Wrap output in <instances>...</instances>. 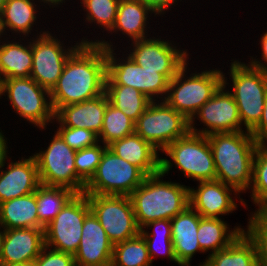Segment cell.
I'll list each match as a JSON object with an SVG mask.
<instances>
[{"instance_id":"cell-1","label":"cell","mask_w":267,"mask_h":266,"mask_svg":"<svg viewBox=\"0 0 267 266\" xmlns=\"http://www.w3.org/2000/svg\"><path fill=\"white\" fill-rule=\"evenodd\" d=\"M106 49L98 44H81L66 61L57 84L50 91L54 113L105 93Z\"/></svg>"},{"instance_id":"cell-2","label":"cell","mask_w":267,"mask_h":266,"mask_svg":"<svg viewBox=\"0 0 267 266\" xmlns=\"http://www.w3.org/2000/svg\"><path fill=\"white\" fill-rule=\"evenodd\" d=\"M216 168V180L234 188L239 194L252 185L253 161L259 146L250 131L207 135Z\"/></svg>"},{"instance_id":"cell-3","label":"cell","mask_w":267,"mask_h":266,"mask_svg":"<svg viewBox=\"0 0 267 266\" xmlns=\"http://www.w3.org/2000/svg\"><path fill=\"white\" fill-rule=\"evenodd\" d=\"M160 171L148 175L130 195L137 224L142 229L156 220H171L189 205V187L182 182L166 181Z\"/></svg>"},{"instance_id":"cell-4","label":"cell","mask_w":267,"mask_h":266,"mask_svg":"<svg viewBox=\"0 0 267 266\" xmlns=\"http://www.w3.org/2000/svg\"><path fill=\"white\" fill-rule=\"evenodd\" d=\"M83 36L79 39L82 44H98L106 49L107 77L105 85H124L133 87L143 93L151 101H163L168 91L169 80L157 71L145 70L123 52L121 47L116 48L115 42L106 37L89 39ZM100 38V39H98ZM107 39V40H106ZM114 43V44H113ZM120 48V49H119ZM122 54H116L115 50ZM121 57H119V56ZM126 55V56H125Z\"/></svg>"},{"instance_id":"cell-5","label":"cell","mask_w":267,"mask_h":266,"mask_svg":"<svg viewBox=\"0 0 267 266\" xmlns=\"http://www.w3.org/2000/svg\"><path fill=\"white\" fill-rule=\"evenodd\" d=\"M189 61L169 81L164 101L188 120L223 84L221 68H203L192 72ZM190 70V71H189ZM203 70V71H202ZM191 72V73H189ZM189 74V75H188Z\"/></svg>"},{"instance_id":"cell-6","label":"cell","mask_w":267,"mask_h":266,"mask_svg":"<svg viewBox=\"0 0 267 266\" xmlns=\"http://www.w3.org/2000/svg\"><path fill=\"white\" fill-rule=\"evenodd\" d=\"M239 60H230L232 62L227 72L229 78L223 71V85L231 89L229 92L237 104L242 126L251 131L262 117L267 94V72ZM228 79H231L230 83Z\"/></svg>"},{"instance_id":"cell-7","label":"cell","mask_w":267,"mask_h":266,"mask_svg":"<svg viewBox=\"0 0 267 266\" xmlns=\"http://www.w3.org/2000/svg\"><path fill=\"white\" fill-rule=\"evenodd\" d=\"M160 154V171L165 176L175 167L183 177L193 179L194 182L216 180L213 153L205 135L189 131L169 144Z\"/></svg>"},{"instance_id":"cell-8","label":"cell","mask_w":267,"mask_h":266,"mask_svg":"<svg viewBox=\"0 0 267 266\" xmlns=\"http://www.w3.org/2000/svg\"><path fill=\"white\" fill-rule=\"evenodd\" d=\"M10 102L12 112L29 125L46 130L54 121L50 91L40 86L31 77L8 78L0 81V99ZM7 96V98H6Z\"/></svg>"},{"instance_id":"cell-9","label":"cell","mask_w":267,"mask_h":266,"mask_svg":"<svg viewBox=\"0 0 267 266\" xmlns=\"http://www.w3.org/2000/svg\"><path fill=\"white\" fill-rule=\"evenodd\" d=\"M53 134L48 147H41L39 152L32 154L37 163L40 182L42 185L64 187L81 194L86 183L76 172V150L70 148L55 129Z\"/></svg>"},{"instance_id":"cell-10","label":"cell","mask_w":267,"mask_h":266,"mask_svg":"<svg viewBox=\"0 0 267 266\" xmlns=\"http://www.w3.org/2000/svg\"><path fill=\"white\" fill-rule=\"evenodd\" d=\"M189 131V120L164 100L151 101L135 122V133L160 153Z\"/></svg>"},{"instance_id":"cell-11","label":"cell","mask_w":267,"mask_h":266,"mask_svg":"<svg viewBox=\"0 0 267 266\" xmlns=\"http://www.w3.org/2000/svg\"><path fill=\"white\" fill-rule=\"evenodd\" d=\"M167 37L169 36H166L164 40L161 35L159 37L152 35L128 43L131 46L126 49L122 43V48L137 65L145 70L157 71L170 81L189 59L191 60L189 58L191 54L188 49H182L179 43L174 42L173 39L169 40Z\"/></svg>"},{"instance_id":"cell-12","label":"cell","mask_w":267,"mask_h":266,"mask_svg":"<svg viewBox=\"0 0 267 266\" xmlns=\"http://www.w3.org/2000/svg\"><path fill=\"white\" fill-rule=\"evenodd\" d=\"M146 175L135 165L115 155L108 148L102 154L96 173L86 184V195L129 196L143 183Z\"/></svg>"},{"instance_id":"cell-13","label":"cell","mask_w":267,"mask_h":266,"mask_svg":"<svg viewBox=\"0 0 267 266\" xmlns=\"http://www.w3.org/2000/svg\"><path fill=\"white\" fill-rule=\"evenodd\" d=\"M52 30L46 33L32 37V69L30 77L40 86L51 91L57 84L62 74L64 65L70 55L82 44L79 40H68L65 44ZM55 34V35H54ZM57 35V36H56ZM67 45V46H66Z\"/></svg>"},{"instance_id":"cell-14","label":"cell","mask_w":267,"mask_h":266,"mask_svg":"<svg viewBox=\"0 0 267 266\" xmlns=\"http://www.w3.org/2000/svg\"><path fill=\"white\" fill-rule=\"evenodd\" d=\"M91 212L104 228L109 240L119 243L140 234L132 202L125 195H87Z\"/></svg>"},{"instance_id":"cell-15","label":"cell","mask_w":267,"mask_h":266,"mask_svg":"<svg viewBox=\"0 0 267 266\" xmlns=\"http://www.w3.org/2000/svg\"><path fill=\"white\" fill-rule=\"evenodd\" d=\"M90 212L87 195L75 194L45 227V246L74 255L80 244L84 219Z\"/></svg>"},{"instance_id":"cell-16","label":"cell","mask_w":267,"mask_h":266,"mask_svg":"<svg viewBox=\"0 0 267 266\" xmlns=\"http://www.w3.org/2000/svg\"><path fill=\"white\" fill-rule=\"evenodd\" d=\"M229 90L222 84L202 105L189 120L190 132L207 136L213 133L247 131L242 126L237 104ZM196 119L204 127H196L200 126V124L197 125Z\"/></svg>"},{"instance_id":"cell-17","label":"cell","mask_w":267,"mask_h":266,"mask_svg":"<svg viewBox=\"0 0 267 266\" xmlns=\"http://www.w3.org/2000/svg\"><path fill=\"white\" fill-rule=\"evenodd\" d=\"M197 184L196 188L189 187V203L201 217L223 218L222 216L238 210L240 204L244 208L248 207L247 201L240 197L241 194L219 180L201 181ZM237 198L240 204L235 202L238 201Z\"/></svg>"},{"instance_id":"cell-18","label":"cell","mask_w":267,"mask_h":266,"mask_svg":"<svg viewBox=\"0 0 267 266\" xmlns=\"http://www.w3.org/2000/svg\"><path fill=\"white\" fill-rule=\"evenodd\" d=\"M9 153L0 160V203L36 192L41 185L35 157H19L16 161Z\"/></svg>"},{"instance_id":"cell-19","label":"cell","mask_w":267,"mask_h":266,"mask_svg":"<svg viewBox=\"0 0 267 266\" xmlns=\"http://www.w3.org/2000/svg\"><path fill=\"white\" fill-rule=\"evenodd\" d=\"M113 246L98 219L90 212L84 219L74 262L84 266H111Z\"/></svg>"},{"instance_id":"cell-20","label":"cell","mask_w":267,"mask_h":266,"mask_svg":"<svg viewBox=\"0 0 267 266\" xmlns=\"http://www.w3.org/2000/svg\"><path fill=\"white\" fill-rule=\"evenodd\" d=\"M150 17L158 16L142 0H120L115 24L106 37L119 35L127 38V43L148 38L151 36L149 21L153 19Z\"/></svg>"},{"instance_id":"cell-21","label":"cell","mask_w":267,"mask_h":266,"mask_svg":"<svg viewBox=\"0 0 267 266\" xmlns=\"http://www.w3.org/2000/svg\"><path fill=\"white\" fill-rule=\"evenodd\" d=\"M201 216L189 205L171 219L172 243L179 266H191L194 255L203 253L197 239Z\"/></svg>"},{"instance_id":"cell-22","label":"cell","mask_w":267,"mask_h":266,"mask_svg":"<svg viewBox=\"0 0 267 266\" xmlns=\"http://www.w3.org/2000/svg\"><path fill=\"white\" fill-rule=\"evenodd\" d=\"M108 103L109 99L104 93L80 103L60 107L54 113V118L62 126L83 128L99 135Z\"/></svg>"},{"instance_id":"cell-23","label":"cell","mask_w":267,"mask_h":266,"mask_svg":"<svg viewBox=\"0 0 267 266\" xmlns=\"http://www.w3.org/2000/svg\"><path fill=\"white\" fill-rule=\"evenodd\" d=\"M40 7L39 4L35 3V0H7L0 15L5 35L8 37H15L16 35V37L28 38L30 36L31 38L32 36L36 37L46 33V30L50 28L44 30L37 27L38 23L41 24L40 20H37L41 19L39 16L42 15L40 12L42 8ZM34 26L37 27H35L37 30L33 29Z\"/></svg>"},{"instance_id":"cell-24","label":"cell","mask_w":267,"mask_h":266,"mask_svg":"<svg viewBox=\"0 0 267 266\" xmlns=\"http://www.w3.org/2000/svg\"><path fill=\"white\" fill-rule=\"evenodd\" d=\"M44 246V229H8L5 232L1 263L33 262Z\"/></svg>"},{"instance_id":"cell-25","label":"cell","mask_w":267,"mask_h":266,"mask_svg":"<svg viewBox=\"0 0 267 266\" xmlns=\"http://www.w3.org/2000/svg\"><path fill=\"white\" fill-rule=\"evenodd\" d=\"M107 148L137 166L146 176L160 172V152L136 133L112 142Z\"/></svg>"},{"instance_id":"cell-26","label":"cell","mask_w":267,"mask_h":266,"mask_svg":"<svg viewBox=\"0 0 267 266\" xmlns=\"http://www.w3.org/2000/svg\"><path fill=\"white\" fill-rule=\"evenodd\" d=\"M16 38L18 37H5L0 44V81L31 75L32 37Z\"/></svg>"},{"instance_id":"cell-27","label":"cell","mask_w":267,"mask_h":266,"mask_svg":"<svg viewBox=\"0 0 267 266\" xmlns=\"http://www.w3.org/2000/svg\"><path fill=\"white\" fill-rule=\"evenodd\" d=\"M228 224L224 218H204L199 220L197 239L199 246L207 256L217 253L228 247L241 233L245 232L244 226ZM208 252V253H207Z\"/></svg>"},{"instance_id":"cell-28","label":"cell","mask_w":267,"mask_h":266,"mask_svg":"<svg viewBox=\"0 0 267 266\" xmlns=\"http://www.w3.org/2000/svg\"><path fill=\"white\" fill-rule=\"evenodd\" d=\"M198 266H261V263L256 243L243 232L225 249L206 256Z\"/></svg>"},{"instance_id":"cell-29","label":"cell","mask_w":267,"mask_h":266,"mask_svg":"<svg viewBox=\"0 0 267 266\" xmlns=\"http://www.w3.org/2000/svg\"><path fill=\"white\" fill-rule=\"evenodd\" d=\"M0 225L12 228H39L36 192L0 203Z\"/></svg>"},{"instance_id":"cell-30","label":"cell","mask_w":267,"mask_h":266,"mask_svg":"<svg viewBox=\"0 0 267 266\" xmlns=\"http://www.w3.org/2000/svg\"><path fill=\"white\" fill-rule=\"evenodd\" d=\"M140 234L146 241L152 264L156 257L161 256L163 258L164 256L170 262L179 265L173 250L171 220L163 219L149 222L141 229Z\"/></svg>"},{"instance_id":"cell-31","label":"cell","mask_w":267,"mask_h":266,"mask_svg":"<svg viewBox=\"0 0 267 266\" xmlns=\"http://www.w3.org/2000/svg\"><path fill=\"white\" fill-rule=\"evenodd\" d=\"M75 194L68 188L41 184L36 189L39 229H45Z\"/></svg>"},{"instance_id":"cell-32","label":"cell","mask_w":267,"mask_h":266,"mask_svg":"<svg viewBox=\"0 0 267 266\" xmlns=\"http://www.w3.org/2000/svg\"><path fill=\"white\" fill-rule=\"evenodd\" d=\"M109 103L134 122L145 111L151 100L133 87L124 85H105Z\"/></svg>"},{"instance_id":"cell-33","label":"cell","mask_w":267,"mask_h":266,"mask_svg":"<svg viewBox=\"0 0 267 266\" xmlns=\"http://www.w3.org/2000/svg\"><path fill=\"white\" fill-rule=\"evenodd\" d=\"M144 237L134 238L114 244L111 266H152Z\"/></svg>"},{"instance_id":"cell-34","label":"cell","mask_w":267,"mask_h":266,"mask_svg":"<svg viewBox=\"0 0 267 266\" xmlns=\"http://www.w3.org/2000/svg\"><path fill=\"white\" fill-rule=\"evenodd\" d=\"M119 1L80 0V7H82L85 15L83 24L88 23L92 28H97V31L98 28L103 30L102 33L106 31L105 36L108 35L115 24ZM93 25L95 26L93 27Z\"/></svg>"},{"instance_id":"cell-35","label":"cell","mask_w":267,"mask_h":266,"mask_svg":"<svg viewBox=\"0 0 267 266\" xmlns=\"http://www.w3.org/2000/svg\"><path fill=\"white\" fill-rule=\"evenodd\" d=\"M133 133H135V122L127 117L122 110L108 103L104 114L102 130L98 135L99 142L108 146L112 142Z\"/></svg>"},{"instance_id":"cell-36","label":"cell","mask_w":267,"mask_h":266,"mask_svg":"<svg viewBox=\"0 0 267 266\" xmlns=\"http://www.w3.org/2000/svg\"><path fill=\"white\" fill-rule=\"evenodd\" d=\"M254 212H267V145H259L253 161L252 185L249 189Z\"/></svg>"},{"instance_id":"cell-37","label":"cell","mask_w":267,"mask_h":266,"mask_svg":"<svg viewBox=\"0 0 267 266\" xmlns=\"http://www.w3.org/2000/svg\"><path fill=\"white\" fill-rule=\"evenodd\" d=\"M249 213L245 232L256 243L261 266H267V212Z\"/></svg>"},{"instance_id":"cell-38","label":"cell","mask_w":267,"mask_h":266,"mask_svg":"<svg viewBox=\"0 0 267 266\" xmlns=\"http://www.w3.org/2000/svg\"><path fill=\"white\" fill-rule=\"evenodd\" d=\"M106 145L99 142L93 146L77 150L75 155V168L77 175L87 184L96 173L98 164Z\"/></svg>"},{"instance_id":"cell-39","label":"cell","mask_w":267,"mask_h":266,"mask_svg":"<svg viewBox=\"0 0 267 266\" xmlns=\"http://www.w3.org/2000/svg\"><path fill=\"white\" fill-rule=\"evenodd\" d=\"M57 123L56 132L65 143L74 150H82L99 143V137L95 132L83 128L62 126L55 118L52 124Z\"/></svg>"},{"instance_id":"cell-40","label":"cell","mask_w":267,"mask_h":266,"mask_svg":"<svg viewBox=\"0 0 267 266\" xmlns=\"http://www.w3.org/2000/svg\"><path fill=\"white\" fill-rule=\"evenodd\" d=\"M34 266H74V255L44 246Z\"/></svg>"},{"instance_id":"cell-41","label":"cell","mask_w":267,"mask_h":266,"mask_svg":"<svg viewBox=\"0 0 267 266\" xmlns=\"http://www.w3.org/2000/svg\"><path fill=\"white\" fill-rule=\"evenodd\" d=\"M250 133L259 145H267V94L265 97L262 117Z\"/></svg>"},{"instance_id":"cell-42","label":"cell","mask_w":267,"mask_h":266,"mask_svg":"<svg viewBox=\"0 0 267 266\" xmlns=\"http://www.w3.org/2000/svg\"><path fill=\"white\" fill-rule=\"evenodd\" d=\"M260 40L258 45L260 44L261 47H258L261 49V60L260 58H255L253 56H249L250 60H248V64L251 65L254 68L260 69L264 72H267V29L266 32H263L262 35L260 34ZM264 61V62H263Z\"/></svg>"},{"instance_id":"cell-43","label":"cell","mask_w":267,"mask_h":266,"mask_svg":"<svg viewBox=\"0 0 267 266\" xmlns=\"http://www.w3.org/2000/svg\"><path fill=\"white\" fill-rule=\"evenodd\" d=\"M158 17L165 14L178 5L179 0H142ZM174 5V6H173Z\"/></svg>"},{"instance_id":"cell-44","label":"cell","mask_w":267,"mask_h":266,"mask_svg":"<svg viewBox=\"0 0 267 266\" xmlns=\"http://www.w3.org/2000/svg\"><path fill=\"white\" fill-rule=\"evenodd\" d=\"M66 1H68V0H35V2L37 3H39V5L41 6V8H46V9H51V8H59V6L60 7H63L62 5H66V4H63V3H66ZM42 6H44V7H42ZM46 6H49V8L48 7H46Z\"/></svg>"},{"instance_id":"cell-45","label":"cell","mask_w":267,"mask_h":266,"mask_svg":"<svg viewBox=\"0 0 267 266\" xmlns=\"http://www.w3.org/2000/svg\"><path fill=\"white\" fill-rule=\"evenodd\" d=\"M7 139V136L5 137V134L0 127V160L2 156L9 150V148H11V146L9 147L8 145Z\"/></svg>"},{"instance_id":"cell-46","label":"cell","mask_w":267,"mask_h":266,"mask_svg":"<svg viewBox=\"0 0 267 266\" xmlns=\"http://www.w3.org/2000/svg\"><path fill=\"white\" fill-rule=\"evenodd\" d=\"M6 229L0 225V264H1V257L3 253V242L5 238Z\"/></svg>"},{"instance_id":"cell-47","label":"cell","mask_w":267,"mask_h":266,"mask_svg":"<svg viewBox=\"0 0 267 266\" xmlns=\"http://www.w3.org/2000/svg\"><path fill=\"white\" fill-rule=\"evenodd\" d=\"M0 266H34V262H25V263H1Z\"/></svg>"},{"instance_id":"cell-48","label":"cell","mask_w":267,"mask_h":266,"mask_svg":"<svg viewBox=\"0 0 267 266\" xmlns=\"http://www.w3.org/2000/svg\"><path fill=\"white\" fill-rule=\"evenodd\" d=\"M3 37V38H2ZM5 32L2 26L1 16H0V44L5 40Z\"/></svg>"},{"instance_id":"cell-49","label":"cell","mask_w":267,"mask_h":266,"mask_svg":"<svg viewBox=\"0 0 267 266\" xmlns=\"http://www.w3.org/2000/svg\"><path fill=\"white\" fill-rule=\"evenodd\" d=\"M7 0H0V15Z\"/></svg>"},{"instance_id":"cell-50","label":"cell","mask_w":267,"mask_h":266,"mask_svg":"<svg viewBox=\"0 0 267 266\" xmlns=\"http://www.w3.org/2000/svg\"><path fill=\"white\" fill-rule=\"evenodd\" d=\"M74 266H84V265H80V264L74 263Z\"/></svg>"}]
</instances>
